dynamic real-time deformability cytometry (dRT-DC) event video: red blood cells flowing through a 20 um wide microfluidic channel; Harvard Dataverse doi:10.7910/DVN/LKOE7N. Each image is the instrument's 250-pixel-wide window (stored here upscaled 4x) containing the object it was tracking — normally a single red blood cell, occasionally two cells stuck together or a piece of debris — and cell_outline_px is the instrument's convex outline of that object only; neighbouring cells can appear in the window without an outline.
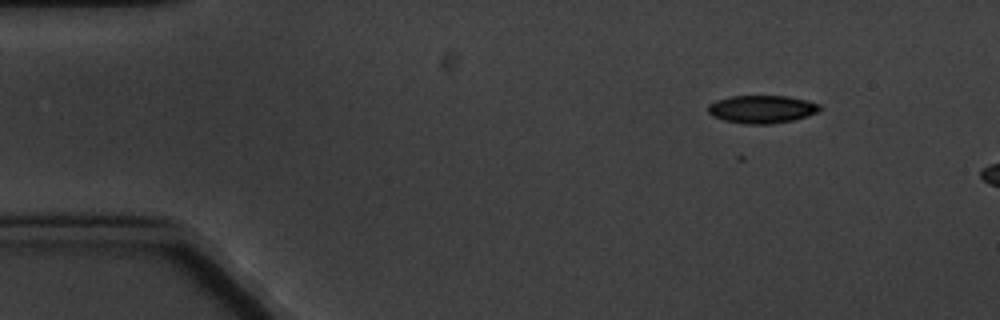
{"species": "common noctule bat (a hibernating species)", "species_latin": "Nyctalus noctula", "temperature_condition": "cold", "stored_images_in_passage": 4, "camera_frame_rate_fps": 3000, "um_per_image_px": 0.085, "animal": {"sex": "male", "body_mass_g": 20.1, "forearm_length_mm": 53.5}, "frame": {"image": 1, "passage_image": 2, "time_ms": 1.0, "image_size_px": [1000, 320], "cell_outline_px": [[820, 108], [816, 112], [808, 116], [792, 120], [772, 124], [744, 124], [724, 120], [712, 116], [708, 112], [708, 104], [716, 100], [728, 96], [788, 96], [820, 104]], "centroid_in_image_um": [64.71, 9.28], "position_along_channel_um": 20.3, "area_um2": 18.15}}